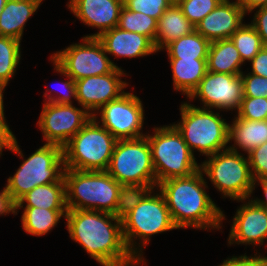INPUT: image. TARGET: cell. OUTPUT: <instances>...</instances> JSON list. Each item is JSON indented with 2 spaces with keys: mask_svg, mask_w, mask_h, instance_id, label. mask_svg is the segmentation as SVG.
I'll return each mask as SVG.
<instances>
[{
  "mask_svg": "<svg viewBox=\"0 0 267 266\" xmlns=\"http://www.w3.org/2000/svg\"><path fill=\"white\" fill-rule=\"evenodd\" d=\"M181 121L173 123L194 154L197 149L207 156L228 149L229 123L214 109L181 103Z\"/></svg>",
  "mask_w": 267,
  "mask_h": 266,
  "instance_id": "cell-5",
  "label": "cell"
},
{
  "mask_svg": "<svg viewBox=\"0 0 267 266\" xmlns=\"http://www.w3.org/2000/svg\"><path fill=\"white\" fill-rule=\"evenodd\" d=\"M10 213L15 215V203L4 186V189L0 192V215H8Z\"/></svg>",
  "mask_w": 267,
  "mask_h": 266,
  "instance_id": "cell-41",
  "label": "cell"
},
{
  "mask_svg": "<svg viewBox=\"0 0 267 266\" xmlns=\"http://www.w3.org/2000/svg\"><path fill=\"white\" fill-rule=\"evenodd\" d=\"M117 139L93 117L63 147L64 166L83 171H107Z\"/></svg>",
  "mask_w": 267,
  "mask_h": 266,
  "instance_id": "cell-7",
  "label": "cell"
},
{
  "mask_svg": "<svg viewBox=\"0 0 267 266\" xmlns=\"http://www.w3.org/2000/svg\"><path fill=\"white\" fill-rule=\"evenodd\" d=\"M256 184L260 187L262 186L263 189V193H264V197L265 199H259V198H251L256 204H258L259 206L263 207L264 209L267 210V177L258 179L257 181H254V189L256 187Z\"/></svg>",
  "mask_w": 267,
  "mask_h": 266,
  "instance_id": "cell-44",
  "label": "cell"
},
{
  "mask_svg": "<svg viewBox=\"0 0 267 266\" xmlns=\"http://www.w3.org/2000/svg\"><path fill=\"white\" fill-rule=\"evenodd\" d=\"M107 172L121 185L157 187L151 147L146 136L117 140Z\"/></svg>",
  "mask_w": 267,
  "mask_h": 266,
  "instance_id": "cell-10",
  "label": "cell"
},
{
  "mask_svg": "<svg viewBox=\"0 0 267 266\" xmlns=\"http://www.w3.org/2000/svg\"><path fill=\"white\" fill-rule=\"evenodd\" d=\"M250 266H267V256L258 254V251H256L254 256H250Z\"/></svg>",
  "mask_w": 267,
  "mask_h": 266,
  "instance_id": "cell-45",
  "label": "cell"
},
{
  "mask_svg": "<svg viewBox=\"0 0 267 266\" xmlns=\"http://www.w3.org/2000/svg\"><path fill=\"white\" fill-rule=\"evenodd\" d=\"M121 67L105 75L89 76L75 81L76 101L92 116L108 102L119 98L129 85L122 76L127 73Z\"/></svg>",
  "mask_w": 267,
  "mask_h": 266,
  "instance_id": "cell-15",
  "label": "cell"
},
{
  "mask_svg": "<svg viewBox=\"0 0 267 266\" xmlns=\"http://www.w3.org/2000/svg\"><path fill=\"white\" fill-rule=\"evenodd\" d=\"M173 89L188 98L207 73V59L169 58Z\"/></svg>",
  "mask_w": 267,
  "mask_h": 266,
  "instance_id": "cell-23",
  "label": "cell"
},
{
  "mask_svg": "<svg viewBox=\"0 0 267 266\" xmlns=\"http://www.w3.org/2000/svg\"><path fill=\"white\" fill-rule=\"evenodd\" d=\"M239 5L244 9L245 13L249 14L252 10L265 7L267 5V0H236Z\"/></svg>",
  "mask_w": 267,
  "mask_h": 266,
  "instance_id": "cell-43",
  "label": "cell"
},
{
  "mask_svg": "<svg viewBox=\"0 0 267 266\" xmlns=\"http://www.w3.org/2000/svg\"><path fill=\"white\" fill-rule=\"evenodd\" d=\"M254 181L267 177V142L247 154Z\"/></svg>",
  "mask_w": 267,
  "mask_h": 266,
  "instance_id": "cell-36",
  "label": "cell"
},
{
  "mask_svg": "<svg viewBox=\"0 0 267 266\" xmlns=\"http://www.w3.org/2000/svg\"><path fill=\"white\" fill-rule=\"evenodd\" d=\"M97 38L103 44L105 52L116 58H139L158 52L149 37L119 27L105 31Z\"/></svg>",
  "mask_w": 267,
  "mask_h": 266,
  "instance_id": "cell-19",
  "label": "cell"
},
{
  "mask_svg": "<svg viewBox=\"0 0 267 266\" xmlns=\"http://www.w3.org/2000/svg\"><path fill=\"white\" fill-rule=\"evenodd\" d=\"M154 189L156 188L151 189L142 201L121 219L125 244L131 254L144 265L146 261L142 249L150 242L151 236L178 229L163 195L160 191L155 193ZM135 240H139L141 244Z\"/></svg>",
  "mask_w": 267,
  "mask_h": 266,
  "instance_id": "cell-3",
  "label": "cell"
},
{
  "mask_svg": "<svg viewBox=\"0 0 267 266\" xmlns=\"http://www.w3.org/2000/svg\"><path fill=\"white\" fill-rule=\"evenodd\" d=\"M170 5H178L182 0H167Z\"/></svg>",
  "mask_w": 267,
  "mask_h": 266,
  "instance_id": "cell-47",
  "label": "cell"
},
{
  "mask_svg": "<svg viewBox=\"0 0 267 266\" xmlns=\"http://www.w3.org/2000/svg\"><path fill=\"white\" fill-rule=\"evenodd\" d=\"M24 203L25 206H24ZM15 207H39L49 210H68L66 205L65 181L36 186L22 196Z\"/></svg>",
  "mask_w": 267,
  "mask_h": 266,
  "instance_id": "cell-24",
  "label": "cell"
},
{
  "mask_svg": "<svg viewBox=\"0 0 267 266\" xmlns=\"http://www.w3.org/2000/svg\"><path fill=\"white\" fill-rule=\"evenodd\" d=\"M6 1L7 0H0V14H1L3 8L5 7Z\"/></svg>",
  "mask_w": 267,
  "mask_h": 266,
  "instance_id": "cell-48",
  "label": "cell"
},
{
  "mask_svg": "<svg viewBox=\"0 0 267 266\" xmlns=\"http://www.w3.org/2000/svg\"><path fill=\"white\" fill-rule=\"evenodd\" d=\"M93 116L73 104L44 103L37 122L45 144L64 147Z\"/></svg>",
  "mask_w": 267,
  "mask_h": 266,
  "instance_id": "cell-13",
  "label": "cell"
},
{
  "mask_svg": "<svg viewBox=\"0 0 267 266\" xmlns=\"http://www.w3.org/2000/svg\"><path fill=\"white\" fill-rule=\"evenodd\" d=\"M210 41L196 30L167 44L162 50L169 58L207 59Z\"/></svg>",
  "mask_w": 267,
  "mask_h": 266,
  "instance_id": "cell-27",
  "label": "cell"
},
{
  "mask_svg": "<svg viewBox=\"0 0 267 266\" xmlns=\"http://www.w3.org/2000/svg\"><path fill=\"white\" fill-rule=\"evenodd\" d=\"M6 86H7L6 84L0 82V114H5L4 113V101H3L4 95H3V93L5 91Z\"/></svg>",
  "mask_w": 267,
  "mask_h": 266,
  "instance_id": "cell-46",
  "label": "cell"
},
{
  "mask_svg": "<svg viewBox=\"0 0 267 266\" xmlns=\"http://www.w3.org/2000/svg\"><path fill=\"white\" fill-rule=\"evenodd\" d=\"M67 7L84 25L99 30L84 37H98L117 27L123 0H69Z\"/></svg>",
  "mask_w": 267,
  "mask_h": 266,
  "instance_id": "cell-17",
  "label": "cell"
},
{
  "mask_svg": "<svg viewBox=\"0 0 267 266\" xmlns=\"http://www.w3.org/2000/svg\"><path fill=\"white\" fill-rule=\"evenodd\" d=\"M67 209L95 210L114 215L118 183L107 171H83L65 168Z\"/></svg>",
  "mask_w": 267,
  "mask_h": 266,
  "instance_id": "cell-4",
  "label": "cell"
},
{
  "mask_svg": "<svg viewBox=\"0 0 267 266\" xmlns=\"http://www.w3.org/2000/svg\"><path fill=\"white\" fill-rule=\"evenodd\" d=\"M157 23V19L142 12L130 11L123 6L117 27L149 37L155 43Z\"/></svg>",
  "mask_w": 267,
  "mask_h": 266,
  "instance_id": "cell-28",
  "label": "cell"
},
{
  "mask_svg": "<svg viewBox=\"0 0 267 266\" xmlns=\"http://www.w3.org/2000/svg\"><path fill=\"white\" fill-rule=\"evenodd\" d=\"M199 169L187 177H174L157 184L171 218L178 228L219 229L225 220L223 211L212 201L206 179Z\"/></svg>",
  "mask_w": 267,
  "mask_h": 266,
  "instance_id": "cell-2",
  "label": "cell"
},
{
  "mask_svg": "<svg viewBox=\"0 0 267 266\" xmlns=\"http://www.w3.org/2000/svg\"><path fill=\"white\" fill-rule=\"evenodd\" d=\"M237 117L252 121L267 120V98L243 97Z\"/></svg>",
  "mask_w": 267,
  "mask_h": 266,
  "instance_id": "cell-34",
  "label": "cell"
},
{
  "mask_svg": "<svg viewBox=\"0 0 267 266\" xmlns=\"http://www.w3.org/2000/svg\"><path fill=\"white\" fill-rule=\"evenodd\" d=\"M43 0H7L0 14V36L21 41L25 25Z\"/></svg>",
  "mask_w": 267,
  "mask_h": 266,
  "instance_id": "cell-20",
  "label": "cell"
},
{
  "mask_svg": "<svg viewBox=\"0 0 267 266\" xmlns=\"http://www.w3.org/2000/svg\"><path fill=\"white\" fill-rule=\"evenodd\" d=\"M151 189L149 185H121L114 215L122 219L142 201Z\"/></svg>",
  "mask_w": 267,
  "mask_h": 266,
  "instance_id": "cell-31",
  "label": "cell"
},
{
  "mask_svg": "<svg viewBox=\"0 0 267 266\" xmlns=\"http://www.w3.org/2000/svg\"><path fill=\"white\" fill-rule=\"evenodd\" d=\"M247 15L237 1L222 0L195 27V30L210 42L228 39L243 25Z\"/></svg>",
  "mask_w": 267,
  "mask_h": 266,
  "instance_id": "cell-18",
  "label": "cell"
},
{
  "mask_svg": "<svg viewBox=\"0 0 267 266\" xmlns=\"http://www.w3.org/2000/svg\"><path fill=\"white\" fill-rule=\"evenodd\" d=\"M143 108L138 96L125 92L102 106L93 118L117 140L137 139L146 136L142 131L145 119ZM99 115L100 118L97 117Z\"/></svg>",
  "mask_w": 267,
  "mask_h": 266,
  "instance_id": "cell-12",
  "label": "cell"
},
{
  "mask_svg": "<svg viewBox=\"0 0 267 266\" xmlns=\"http://www.w3.org/2000/svg\"><path fill=\"white\" fill-rule=\"evenodd\" d=\"M217 266H250V257L246 255L232 256V258H227L223 260V263Z\"/></svg>",
  "mask_w": 267,
  "mask_h": 266,
  "instance_id": "cell-42",
  "label": "cell"
},
{
  "mask_svg": "<svg viewBox=\"0 0 267 266\" xmlns=\"http://www.w3.org/2000/svg\"><path fill=\"white\" fill-rule=\"evenodd\" d=\"M65 219L69 237L79 243L100 265L141 264L128 250L121 219L115 215L95 210L68 209Z\"/></svg>",
  "mask_w": 267,
  "mask_h": 266,
  "instance_id": "cell-1",
  "label": "cell"
},
{
  "mask_svg": "<svg viewBox=\"0 0 267 266\" xmlns=\"http://www.w3.org/2000/svg\"><path fill=\"white\" fill-rule=\"evenodd\" d=\"M200 100L202 108L220 111L239 109L243 99V81L240 75L209 72L201 79L198 87L188 97Z\"/></svg>",
  "mask_w": 267,
  "mask_h": 266,
  "instance_id": "cell-14",
  "label": "cell"
},
{
  "mask_svg": "<svg viewBox=\"0 0 267 266\" xmlns=\"http://www.w3.org/2000/svg\"><path fill=\"white\" fill-rule=\"evenodd\" d=\"M81 43H73L50 56L74 81L105 75L118 66L107 56L97 37H83Z\"/></svg>",
  "mask_w": 267,
  "mask_h": 266,
  "instance_id": "cell-11",
  "label": "cell"
},
{
  "mask_svg": "<svg viewBox=\"0 0 267 266\" xmlns=\"http://www.w3.org/2000/svg\"><path fill=\"white\" fill-rule=\"evenodd\" d=\"M21 60V41L0 36V82L8 85Z\"/></svg>",
  "mask_w": 267,
  "mask_h": 266,
  "instance_id": "cell-29",
  "label": "cell"
},
{
  "mask_svg": "<svg viewBox=\"0 0 267 266\" xmlns=\"http://www.w3.org/2000/svg\"><path fill=\"white\" fill-rule=\"evenodd\" d=\"M238 202L243 204L238 207L233 217L228 245H264L265 240L267 241V210L251 198L238 200Z\"/></svg>",
  "mask_w": 267,
  "mask_h": 266,
  "instance_id": "cell-16",
  "label": "cell"
},
{
  "mask_svg": "<svg viewBox=\"0 0 267 266\" xmlns=\"http://www.w3.org/2000/svg\"><path fill=\"white\" fill-rule=\"evenodd\" d=\"M256 11L252 17L251 25L255 28L258 35L261 37L263 45L267 44V8L259 7L252 10L250 13Z\"/></svg>",
  "mask_w": 267,
  "mask_h": 266,
  "instance_id": "cell-39",
  "label": "cell"
},
{
  "mask_svg": "<svg viewBox=\"0 0 267 266\" xmlns=\"http://www.w3.org/2000/svg\"><path fill=\"white\" fill-rule=\"evenodd\" d=\"M0 142L6 149L16 153L23 159L24 155L18 145L17 138L6 122L5 114H0Z\"/></svg>",
  "mask_w": 267,
  "mask_h": 266,
  "instance_id": "cell-38",
  "label": "cell"
},
{
  "mask_svg": "<svg viewBox=\"0 0 267 266\" xmlns=\"http://www.w3.org/2000/svg\"><path fill=\"white\" fill-rule=\"evenodd\" d=\"M252 74L267 77V49L263 47L250 61Z\"/></svg>",
  "mask_w": 267,
  "mask_h": 266,
  "instance_id": "cell-40",
  "label": "cell"
},
{
  "mask_svg": "<svg viewBox=\"0 0 267 266\" xmlns=\"http://www.w3.org/2000/svg\"><path fill=\"white\" fill-rule=\"evenodd\" d=\"M123 6L130 11L142 12L158 20L170 3L167 0H123Z\"/></svg>",
  "mask_w": 267,
  "mask_h": 266,
  "instance_id": "cell-35",
  "label": "cell"
},
{
  "mask_svg": "<svg viewBox=\"0 0 267 266\" xmlns=\"http://www.w3.org/2000/svg\"><path fill=\"white\" fill-rule=\"evenodd\" d=\"M49 60H51V62L53 63L55 72L60 73V75L62 76H65L67 80L63 81L60 85L63 89H59V92L57 89L58 93L54 91L58 95L52 93L53 89L51 91L47 89L43 95V97L45 96L44 102L56 104H72L73 102L71 100L75 99L76 101L77 99L75 81L68 74H66V72L51 57ZM61 92L63 94H61Z\"/></svg>",
  "mask_w": 267,
  "mask_h": 266,
  "instance_id": "cell-32",
  "label": "cell"
},
{
  "mask_svg": "<svg viewBox=\"0 0 267 266\" xmlns=\"http://www.w3.org/2000/svg\"><path fill=\"white\" fill-rule=\"evenodd\" d=\"M146 132L151 147L156 183L174 177H187L200 169L194 154L173 124Z\"/></svg>",
  "mask_w": 267,
  "mask_h": 266,
  "instance_id": "cell-6",
  "label": "cell"
},
{
  "mask_svg": "<svg viewBox=\"0 0 267 266\" xmlns=\"http://www.w3.org/2000/svg\"><path fill=\"white\" fill-rule=\"evenodd\" d=\"M237 48L230 38L215 40L210 43L207 56V71L240 75L243 71Z\"/></svg>",
  "mask_w": 267,
  "mask_h": 266,
  "instance_id": "cell-25",
  "label": "cell"
},
{
  "mask_svg": "<svg viewBox=\"0 0 267 266\" xmlns=\"http://www.w3.org/2000/svg\"><path fill=\"white\" fill-rule=\"evenodd\" d=\"M242 72L243 97L267 98V77Z\"/></svg>",
  "mask_w": 267,
  "mask_h": 266,
  "instance_id": "cell-37",
  "label": "cell"
},
{
  "mask_svg": "<svg viewBox=\"0 0 267 266\" xmlns=\"http://www.w3.org/2000/svg\"><path fill=\"white\" fill-rule=\"evenodd\" d=\"M63 148L54 144H44L36 149L7 179L5 188L16 203L36 186L59 182L64 175Z\"/></svg>",
  "mask_w": 267,
  "mask_h": 266,
  "instance_id": "cell-8",
  "label": "cell"
},
{
  "mask_svg": "<svg viewBox=\"0 0 267 266\" xmlns=\"http://www.w3.org/2000/svg\"><path fill=\"white\" fill-rule=\"evenodd\" d=\"M237 48L242 62H250L254 56L264 47L261 37L255 28L245 22L230 37Z\"/></svg>",
  "mask_w": 267,
  "mask_h": 266,
  "instance_id": "cell-30",
  "label": "cell"
},
{
  "mask_svg": "<svg viewBox=\"0 0 267 266\" xmlns=\"http://www.w3.org/2000/svg\"><path fill=\"white\" fill-rule=\"evenodd\" d=\"M195 26L183 14L178 5H170L158 19L155 47L161 51L170 42L186 36Z\"/></svg>",
  "mask_w": 267,
  "mask_h": 266,
  "instance_id": "cell-22",
  "label": "cell"
},
{
  "mask_svg": "<svg viewBox=\"0 0 267 266\" xmlns=\"http://www.w3.org/2000/svg\"><path fill=\"white\" fill-rule=\"evenodd\" d=\"M3 149H6V147L0 142V156H2Z\"/></svg>",
  "mask_w": 267,
  "mask_h": 266,
  "instance_id": "cell-49",
  "label": "cell"
},
{
  "mask_svg": "<svg viewBox=\"0 0 267 266\" xmlns=\"http://www.w3.org/2000/svg\"><path fill=\"white\" fill-rule=\"evenodd\" d=\"M229 143L233 140L228 149L239 152L245 151L250 153L254 148L267 142V120L252 121L238 118L233 119L232 124H229L228 133Z\"/></svg>",
  "mask_w": 267,
  "mask_h": 266,
  "instance_id": "cell-21",
  "label": "cell"
},
{
  "mask_svg": "<svg viewBox=\"0 0 267 266\" xmlns=\"http://www.w3.org/2000/svg\"><path fill=\"white\" fill-rule=\"evenodd\" d=\"M200 170L223 197L238 201L251 198L254 193L248 157L239 152L226 149L207 156Z\"/></svg>",
  "mask_w": 267,
  "mask_h": 266,
  "instance_id": "cell-9",
  "label": "cell"
},
{
  "mask_svg": "<svg viewBox=\"0 0 267 266\" xmlns=\"http://www.w3.org/2000/svg\"><path fill=\"white\" fill-rule=\"evenodd\" d=\"M24 209L21 221L22 229L32 236H42L50 232L62 217L65 218L67 210H49L39 207H15V215L19 209Z\"/></svg>",
  "mask_w": 267,
  "mask_h": 266,
  "instance_id": "cell-26",
  "label": "cell"
},
{
  "mask_svg": "<svg viewBox=\"0 0 267 266\" xmlns=\"http://www.w3.org/2000/svg\"><path fill=\"white\" fill-rule=\"evenodd\" d=\"M222 0H182L178 6L183 14L196 27V25L211 11H213Z\"/></svg>",
  "mask_w": 267,
  "mask_h": 266,
  "instance_id": "cell-33",
  "label": "cell"
}]
</instances>
